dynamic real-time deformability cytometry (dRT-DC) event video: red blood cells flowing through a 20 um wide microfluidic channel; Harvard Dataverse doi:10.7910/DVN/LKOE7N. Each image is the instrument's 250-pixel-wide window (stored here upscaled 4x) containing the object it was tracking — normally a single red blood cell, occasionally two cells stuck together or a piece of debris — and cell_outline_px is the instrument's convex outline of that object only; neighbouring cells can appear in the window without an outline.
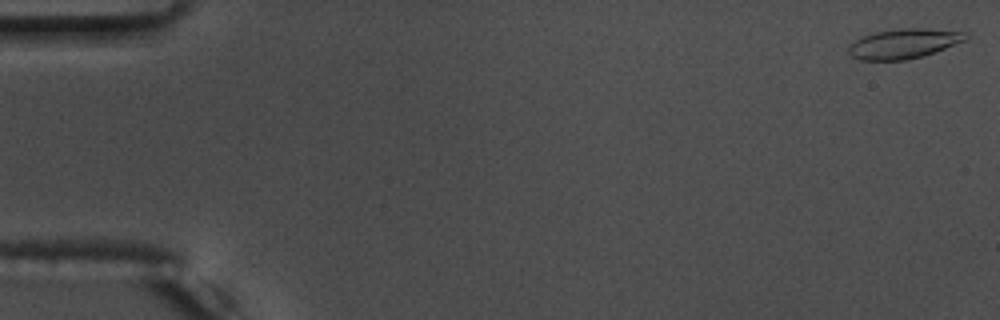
{"species": "common noctule bat (a hibernating species)", "species_latin": "Nyctalus noctula", "temperature_condition": "warm", "stored_images_in_passage": 55, "camera_frame_rate_fps": 3000, "um_per_image_px": 0.085, "animal": {"sex": "male", "body_mass_g": 17.5, "forearm_length_mm": 52.3}, "frame": {"image": 1, "passage_image": 1, "time_ms": 0.0, "image_size_px": [1000, 320], "cell_outline_px": [[968, 36], [964, 40], [924, 56], [908, 60], [860, 60], [852, 56], [848, 52], [848, 48], [856, 40], [864, 36], [876, 32], [900, 28], [924, 28], [968, 32]], "centroid_in_image_um": [76.83, 3.71], "position_along_channel_um": 8.2, "area_um2": 20.11}}
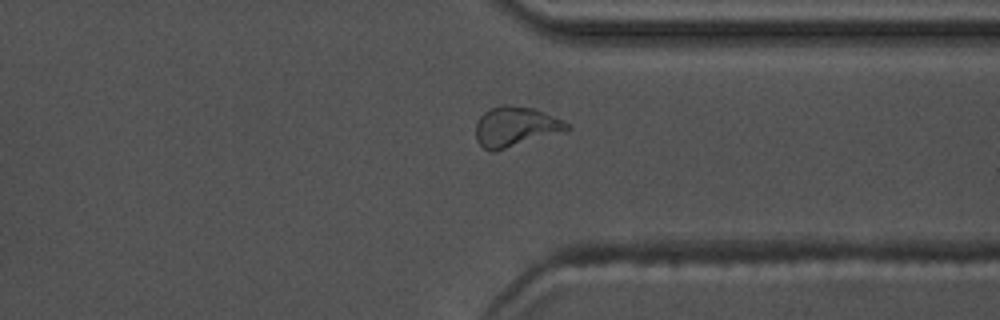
{"frame": {"image": 2, "passage_image": 42, "time_ms": 13.667, "image_size_px": [1000, 320], "cell_outline_px": [[572, 128], [496, 152], [488, 152], [476, 140], [476, 124], [480, 116], [484, 112], [500, 104], [508, 104], [532, 108], [544, 112], [564, 120]], "centroid_in_image_um": [43.78, 10.77], "position_along_channel_um": 367.6, "area_um2": 21.21}}
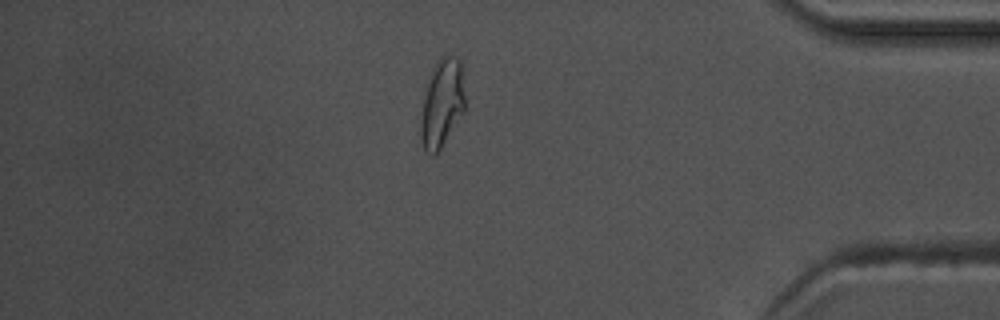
{"frame": {"image": 3, "passage_image": 47, "time_ms": 15.333, "image_size_px": [1000, 320], "cell_outline_px": [[464, 112], [440, 148], [432, 156], [424, 152], [420, 136], [420, 120], [424, 100], [428, 84], [436, 60], [444, 52], [448, 52], [456, 56], [460, 60], [464, 96]], "centroid_in_image_um": [37.56, 8.75], "position_along_channel_um": 397.6, "area_um2": 22.6}, "authors_computed_cell_mechanics": {"area_um2": 19.5942, "velocity_mm_per_s": 3.7375, "shape_relaxation_time_tau1_ms": 9.8705, "shape_relaxation_time_tau2_ms": 1.3553, "deformation_change_tau1": 0.2531, "deformation_change_tau2": 0.0768}}